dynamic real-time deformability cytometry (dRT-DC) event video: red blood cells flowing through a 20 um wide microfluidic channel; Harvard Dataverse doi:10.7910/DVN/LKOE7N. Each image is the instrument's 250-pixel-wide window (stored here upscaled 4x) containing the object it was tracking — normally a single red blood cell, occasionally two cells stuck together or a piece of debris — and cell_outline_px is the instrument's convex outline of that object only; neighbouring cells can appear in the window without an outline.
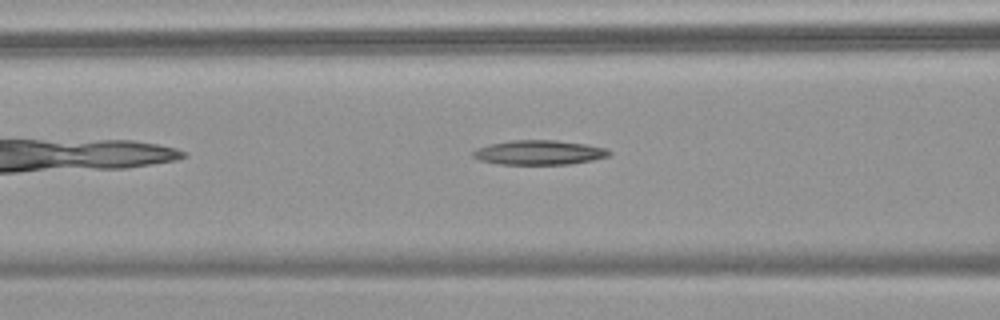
{"species": "common noctule bat (a hibernating species)", "species_latin": "Nyctalus noctula", "temperature_condition": "warm", "stored_images_in_passage": 32, "camera_frame_rate_fps": 3000, "um_per_image_px": 0.085, "animal": {"sex": "female", "body_mass_g": 18.4}, "frame": {"image": 1, "passage_image": 9, "time_ms": 2.667, "image_size_px": [1000, 320], "cell_outline_px": [[612, 152], [608, 156], [592, 160], [568, 164], [500, 164], [480, 160], [472, 156], [472, 152], [476, 148], [488, 144], [512, 140], [556, 140], [584, 144], [604, 148]], "centroid_in_image_um": [45.78, 12.96], "position_along_channel_um": 120.8, "area_um2": 19.31}}
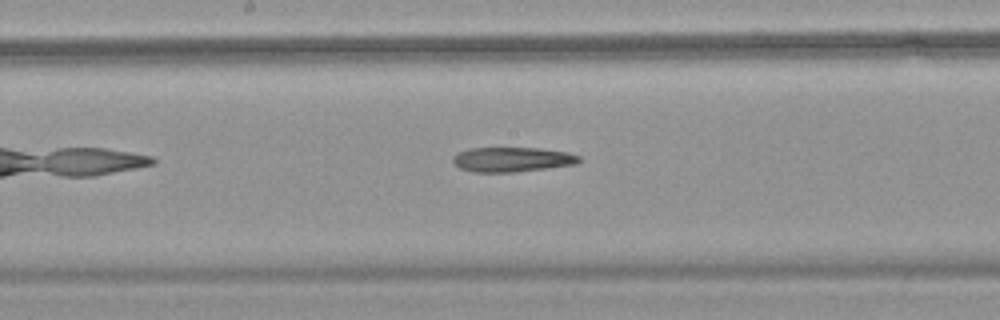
{"frame": {"image": 2, "passage_image": 16, "time_ms": 5.0, "image_size_px": [1000, 320], "cell_outline_px": [[584, 160], [576, 164], [516, 172], [472, 172], [460, 168], [452, 160], [452, 156], [456, 152], [472, 148], [540, 148], [568, 152], [580, 156]], "centroid_in_image_um": [43.55, 13.55], "position_along_channel_um": 204.7, "area_um2": 18.32}}
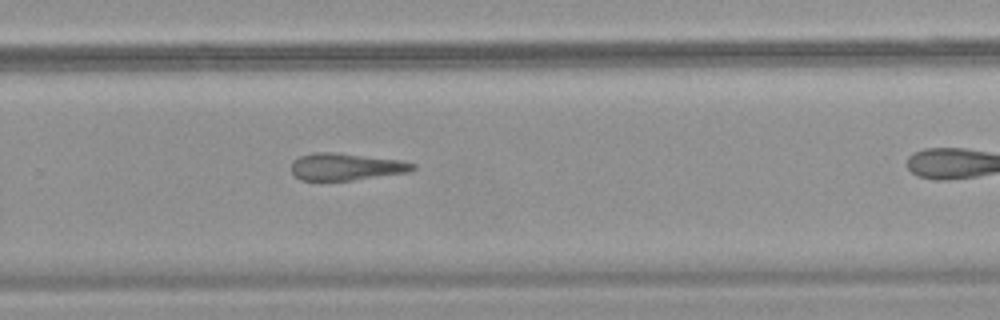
{"frame": {"image": 3, "passage_image": 24, "time_ms": 7.667, "image_size_px": [1000, 320], "cell_outline_px": [[416, 168], [412, 172], [352, 180], [300, 180], [292, 172], [292, 160], [300, 156], [312, 152], [336, 152], [400, 160], [416, 164]], "centroid_in_image_um": [29.43, 14.16], "position_along_channel_um": 300.4, "area_um2": 19.31}}